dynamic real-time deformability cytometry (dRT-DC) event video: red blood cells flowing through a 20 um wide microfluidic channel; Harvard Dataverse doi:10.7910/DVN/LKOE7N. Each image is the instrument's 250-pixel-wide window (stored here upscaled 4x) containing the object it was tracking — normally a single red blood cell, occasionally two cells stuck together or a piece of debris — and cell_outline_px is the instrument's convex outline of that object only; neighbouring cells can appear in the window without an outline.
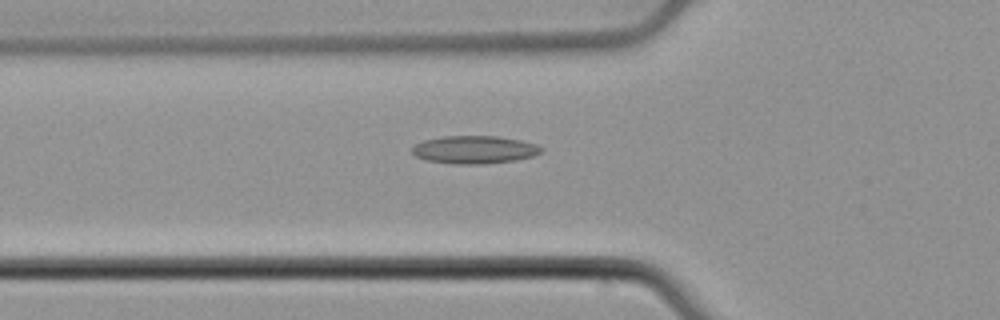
{"species": "common noctule bat (a hibernating species)", "species_latin": "Nyctalus noctula", "temperature_condition": "cold", "stored_images_in_passage": 35, "camera_frame_rate_fps": 3000, "um_per_image_px": 0.085, "animal": {"sex": "male", "body_mass_g": 21.5, "forearm_length_mm": 52.0}, "frame": {"image": 1, "passage_image": 5, "time_ms": 1.333, "image_size_px": [1000, 320], "cell_outline_px": [[544, 148], [540, 152], [532, 156], [516, 160], [484, 164], [452, 164], [428, 160], [416, 156], [412, 152], [412, 148], [416, 144], [424, 140], [440, 136], [496, 136], [520, 140], [536, 144]], "centroid_in_image_um": [40.32, 12.72], "position_along_channel_um": 85.5, "area_um2": 20.92}}
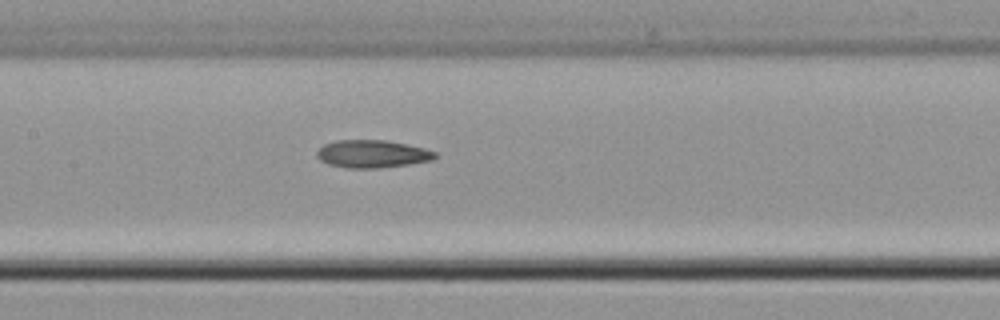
{"frame": {"image": 2, "passage_image": 12, "time_ms": 3.667, "image_size_px": [1000, 320], "cell_outline_px": [[436, 156], [432, 160], [408, 164], [380, 168], [348, 168], [328, 164], [320, 160], [316, 156], [316, 152], [324, 144], [336, 140], [388, 140], [424, 148], [436, 152]], "centroid_in_image_um": [31.62, 13.08], "position_along_channel_um": 175.8, "area_um2": 19.07}}
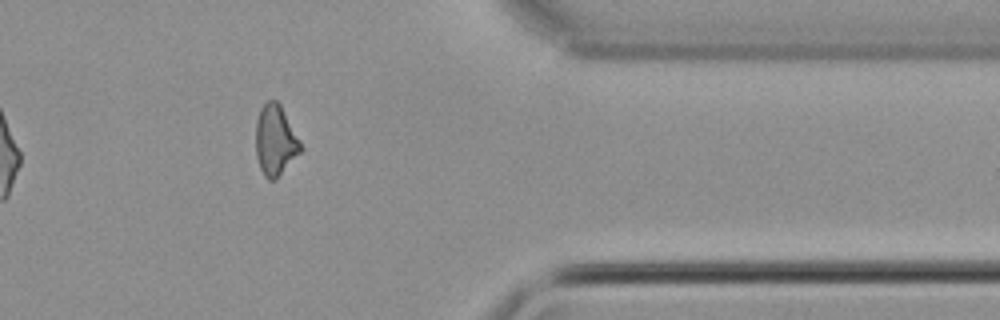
{"frame": {"image": 3, "passage_image": 30, "time_ms": 9.667, "image_size_px": [1000, 320], "cell_outline_px": [[304, 148], [276, 180], [268, 180], [264, 176], [260, 168], [256, 156], [256, 120], [260, 108], [268, 100], [276, 100], [280, 104], [300, 140]], "centroid_in_image_um": [23.4, 11.95], "position_along_channel_um": 388.0, "area_um2": 18.55}, "authors_computed_cell_mechanics": {"area_um2": 18.7272, "velocity_mm_per_s": 3.8352, "shape_relaxation_time_tau1_ms": null, "shape_relaxation_time_tau2_ms": 3.5847, "deformation_change_tau1": null, "deformation_change_tau2": 0.1317}}